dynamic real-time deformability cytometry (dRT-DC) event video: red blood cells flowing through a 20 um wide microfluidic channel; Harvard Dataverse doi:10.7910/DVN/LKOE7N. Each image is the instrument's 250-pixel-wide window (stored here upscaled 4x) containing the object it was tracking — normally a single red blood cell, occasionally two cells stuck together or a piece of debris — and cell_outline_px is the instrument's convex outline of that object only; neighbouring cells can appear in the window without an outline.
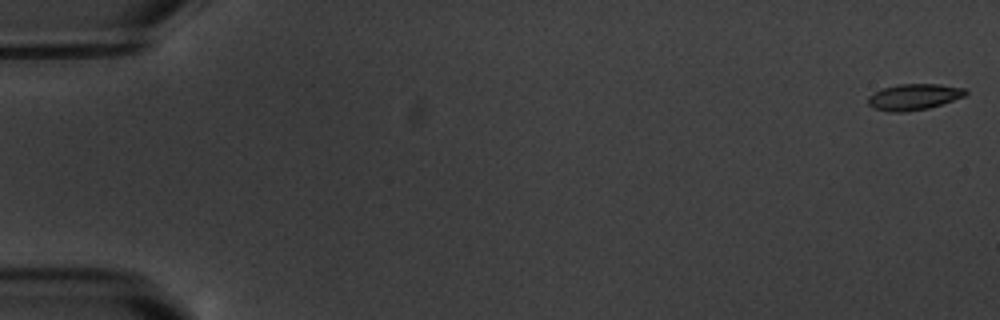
{"species": "common noctule bat (a hibernating species)", "species_latin": "Nyctalus noctula", "temperature_condition": "warm", "stored_images_in_passage": 5, "camera_frame_rate_fps": 3000, "um_per_image_px": 0.085, "animal": {"sex": "male", "body_mass_g": 20.1, "forearm_length_mm": 53.5}, "frame": {"image": 1, "passage_image": 1, "time_ms": 0.0, "image_size_px": [1000, 320], "cell_outline_px": [[968, 92], [964, 96], [928, 108], [904, 112], [888, 112], [872, 108], [868, 104], [868, 96], [884, 88], [900, 84], [936, 84], [964, 88]], "centroid_in_image_um": [77.64, 8.24], "position_along_channel_um": 7.4, "area_um2": 14.62}}
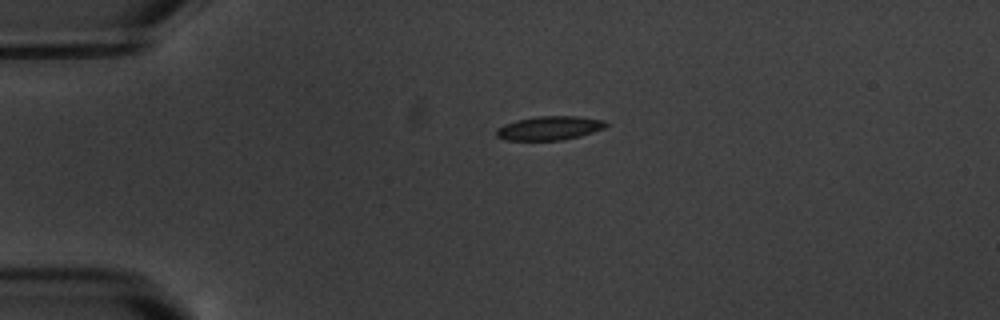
{"frame": {"image": 2, "passage_image": 4, "time_ms": 4.333, "image_size_px": [1000, 320], "cell_outline_px": [[608, 124], [604, 128], [580, 136], [560, 140], [504, 140], [496, 136], [496, 128], [504, 124], [516, 120], [536, 116], [580, 116], [604, 120]], "centroid_in_image_um": [46.68, 10.88], "position_along_channel_um": 38.3, "area_um2": 15.32}}